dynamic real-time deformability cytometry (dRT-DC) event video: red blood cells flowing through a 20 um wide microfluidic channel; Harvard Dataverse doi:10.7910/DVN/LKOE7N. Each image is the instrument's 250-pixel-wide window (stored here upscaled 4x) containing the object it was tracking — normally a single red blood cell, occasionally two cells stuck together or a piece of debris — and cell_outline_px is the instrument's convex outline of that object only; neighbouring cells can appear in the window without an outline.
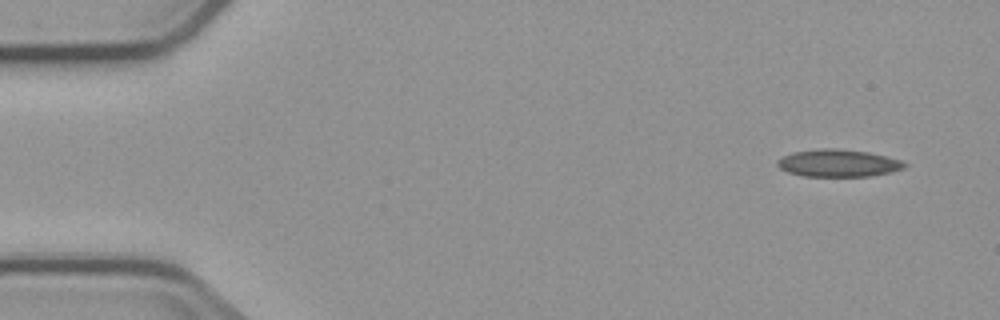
{"species": "common noctule bat (a hibernating species)", "species_latin": "Nyctalus noctula", "temperature_condition": "cold", "stored_images_in_passage": 7, "camera_frame_rate_fps": 3000, "um_per_image_px": 0.085, "animal": {"sex": "male", "body_mass_g": 23.1, "forearm_length_mm": 52.7}, "frame": {"image": 1, "passage_image": 1, "time_ms": 0.0, "image_size_px": [1000, 320], "cell_outline_px": [[908, 164], [904, 168], [888, 172], [868, 176], [804, 176], [788, 172], [780, 168], [776, 164], [776, 160], [792, 152], [824, 148], [836, 148], [868, 152], [900, 160]], "centroid_in_image_um": [71.21, 13.86], "position_along_channel_um": 13.8, "area_um2": 20.06}}
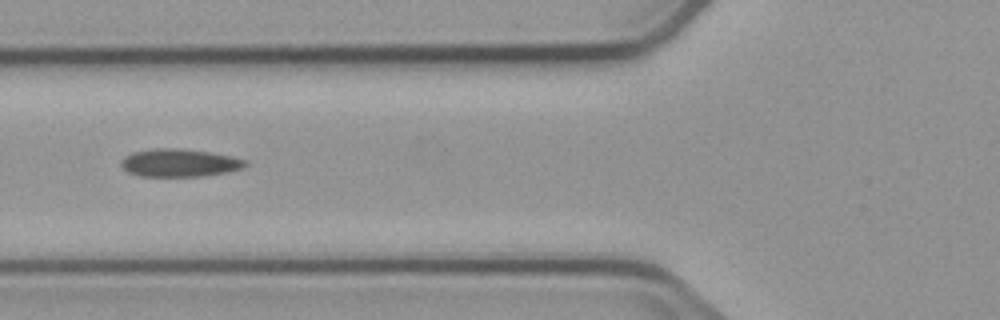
{"frame": {"image": 2, "passage_image": 5, "time_ms": 5.667, "image_size_px": [1000, 320], "cell_outline_px": [[248, 164], [244, 168], [204, 176], [140, 176], [128, 172], [120, 164], [120, 160], [124, 156], [132, 152], [156, 148], [176, 148], [208, 152], [232, 156], [248, 160]], "centroid_in_image_um": [15.25, 13.84], "position_along_channel_um": 110.5, "area_um2": 20.17}}
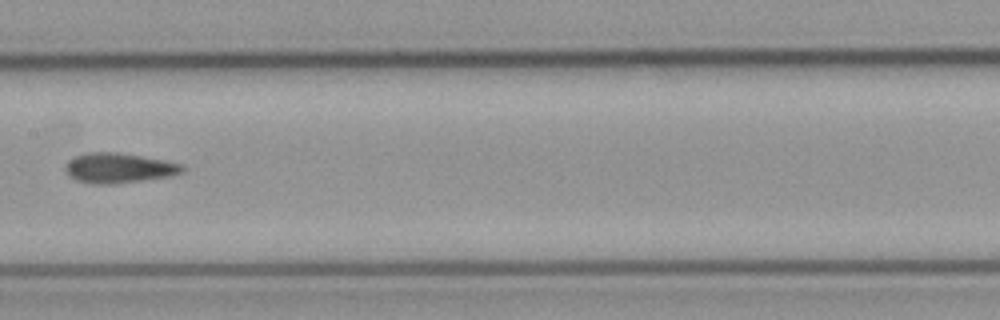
{"frame": {"image": 3, "passage_image": 7, "time_ms": 8.0, "image_size_px": [1000, 320], "cell_outline_px": [[184, 172], [168, 176], [112, 184], [96, 184], [76, 180], [68, 176], [64, 168], [68, 160], [76, 156], [88, 152], [116, 152], [164, 160], [180, 164], [184, 168]], "centroid_in_image_um": [10.04, 14.28], "position_along_channel_um": 197.4, "area_um2": 20.17}}